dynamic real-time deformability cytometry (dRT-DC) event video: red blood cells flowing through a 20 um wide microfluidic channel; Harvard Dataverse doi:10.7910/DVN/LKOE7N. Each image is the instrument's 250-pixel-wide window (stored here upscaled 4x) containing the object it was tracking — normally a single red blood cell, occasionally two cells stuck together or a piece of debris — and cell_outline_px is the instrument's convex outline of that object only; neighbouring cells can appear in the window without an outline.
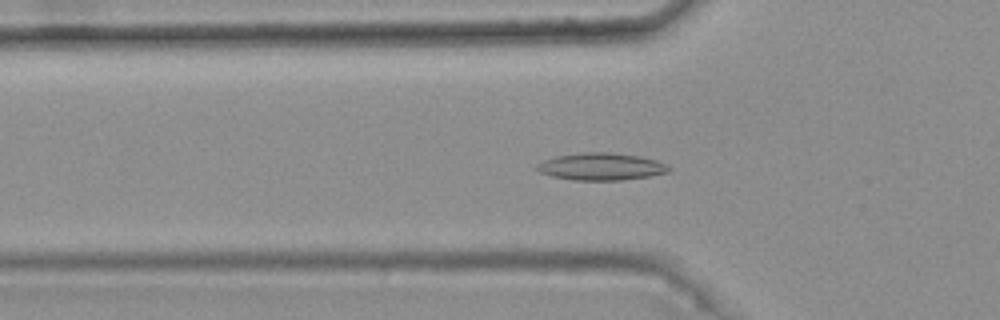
{"species": "common noctule bat (a hibernating species)", "species_latin": "Nyctalus noctula", "temperature_condition": "warm", "stored_images_in_passage": 41, "camera_frame_rate_fps": 3000, "um_per_image_px": 0.085, "animal": {"sex": "female", "body_mass_g": 25.1}, "frame": {"image": 1, "passage_image": 17, "time_ms": 5.333, "image_size_px": [1000, 320], "cell_outline_px": [[672, 168], [668, 172], [648, 176], [620, 180], [572, 180], [552, 176], [540, 172], [536, 168], [536, 164], [544, 160], [556, 156], [584, 152], [608, 152], [640, 156], [656, 160]], "centroid_in_image_um": [51.08, 14.16], "position_along_channel_um": 74.7, "area_um2": 20.81}}
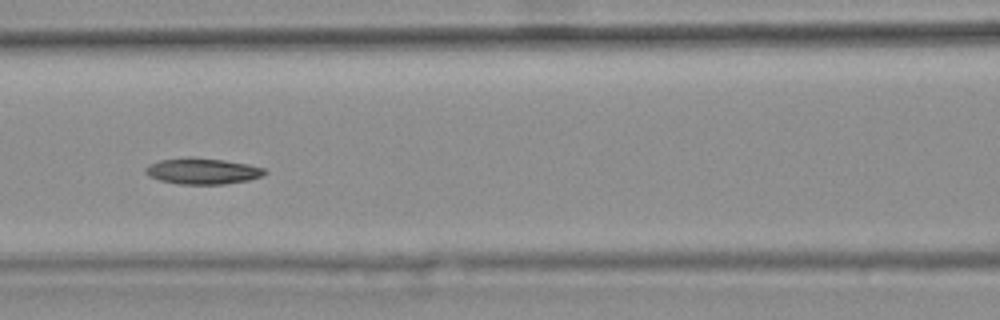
{"frame": {"image": 2, "passage_image": 23, "time_ms": 7.333, "image_size_px": [1000, 320], "cell_outline_px": [[268, 172], [260, 176], [248, 180], [224, 184], [176, 184], [160, 180], [148, 176], [144, 172], [144, 168], [148, 164], [160, 160], [188, 156], [192, 156], [224, 160], [248, 164], [264, 168]], "centroid_in_image_um": [17.16, 14.53], "position_along_channel_um": 149.4, "area_um2": 18.32}}
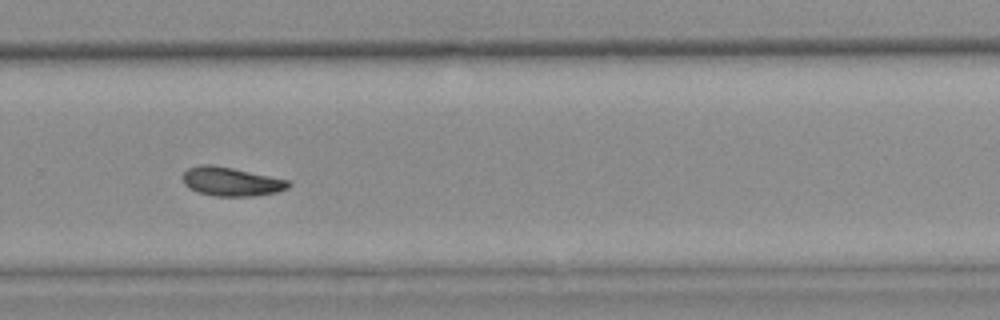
{"frame": {"image": 3, "passage_image": 36, "time_ms": 11.667, "image_size_px": [1000, 320], "cell_outline_px": [[292, 184], [288, 188], [276, 192], [256, 196], [216, 196], [196, 192], [184, 184], [184, 172], [188, 168], [200, 164], [212, 164], [232, 168], [288, 180]], "centroid_in_image_um": [19.65, 15.44], "position_along_channel_um": 310.2, "area_um2": 17.69}}